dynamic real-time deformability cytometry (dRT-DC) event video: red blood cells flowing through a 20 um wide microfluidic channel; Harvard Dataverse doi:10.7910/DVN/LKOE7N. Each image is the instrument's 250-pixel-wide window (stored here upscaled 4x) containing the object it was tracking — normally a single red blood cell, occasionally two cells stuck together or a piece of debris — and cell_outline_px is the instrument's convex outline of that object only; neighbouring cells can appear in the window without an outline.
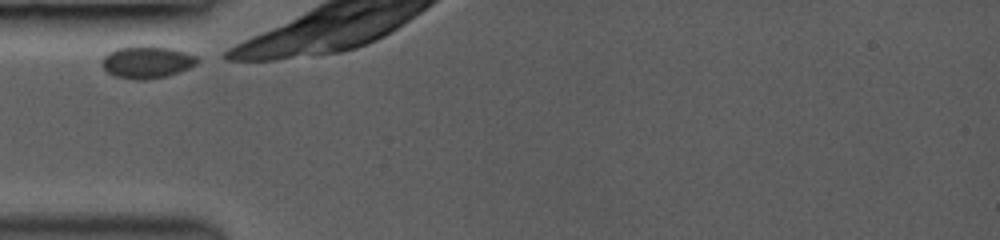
{"species": "common noctule bat (a hibernating species)", "species_latin": "Nyctalus noctula", "temperature_condition": "room temperature", "stored_images_in_passage": 3, "camera_frame_rate_fps": 3000, "um_per_image_px": 0.085, "animal": {"sex": "female", "body_mass_g": 19.0, "forearm_length_mm": 53.3}, "frame": {"image": 1, "passage_image": 1, "time_ms": 0.0, "image_size_px": [1000, 240], "cell_outline_px": [[200, 60], [196, 64], [180, 72], [168, 76], [144, 80], [136, 80], [116, 76], [108, 72], [100, 64], [100, 60], [108, 52], [116, 48], [136, 44], [144, 44], [172, 48], [196, 56]], "centroid_in_image_um": [12.46, 5.25], "position_along_channel_um": 72.5, "area_um2": 18.38}}